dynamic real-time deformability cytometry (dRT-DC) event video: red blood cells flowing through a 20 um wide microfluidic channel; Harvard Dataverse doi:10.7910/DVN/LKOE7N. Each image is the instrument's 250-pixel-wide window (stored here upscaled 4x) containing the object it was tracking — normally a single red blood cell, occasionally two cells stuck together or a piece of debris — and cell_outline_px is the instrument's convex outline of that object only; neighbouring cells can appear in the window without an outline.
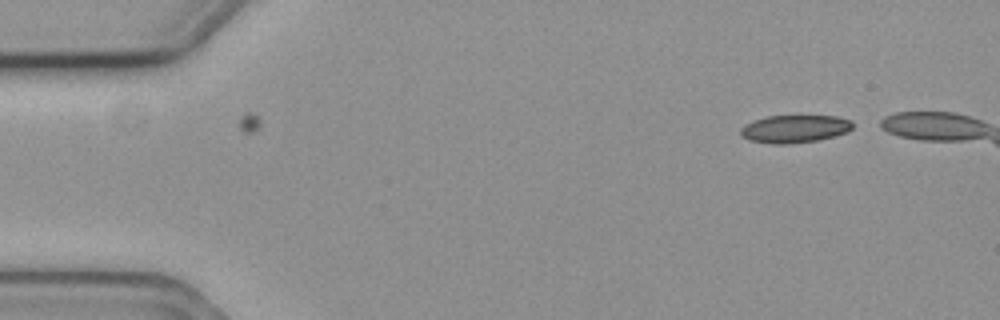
{"species": "common noctule bat (a hibernating species)", "species_latin": "Nyctalus noctula", "temperature_condition": "cold", "stored_images_in_passage": 2, "camera_frame_rate_fps": 3000, "um_per_image_px": 0.085, "animal": {"sex": "female", "body_mass_g": 19.3, "forearm_length_mm": 54.1}, "frame": {"image": 1, "passage_image": 2, "time_ms": 0.333, "image_size_px": [1000, 320], "cell_outline_px": [[852, 128], [848, 132], [816, 140], [784, 144], [772, 144], [748, 140], [740, 136], [740, 128], [744, 124], [752, 120], [764, 116], [836, 116], [852, 120]], "centroid_in_image_um": [67.48, 10.94], "position_along_channel_um": 17.5, "area_um2": 18.21}}